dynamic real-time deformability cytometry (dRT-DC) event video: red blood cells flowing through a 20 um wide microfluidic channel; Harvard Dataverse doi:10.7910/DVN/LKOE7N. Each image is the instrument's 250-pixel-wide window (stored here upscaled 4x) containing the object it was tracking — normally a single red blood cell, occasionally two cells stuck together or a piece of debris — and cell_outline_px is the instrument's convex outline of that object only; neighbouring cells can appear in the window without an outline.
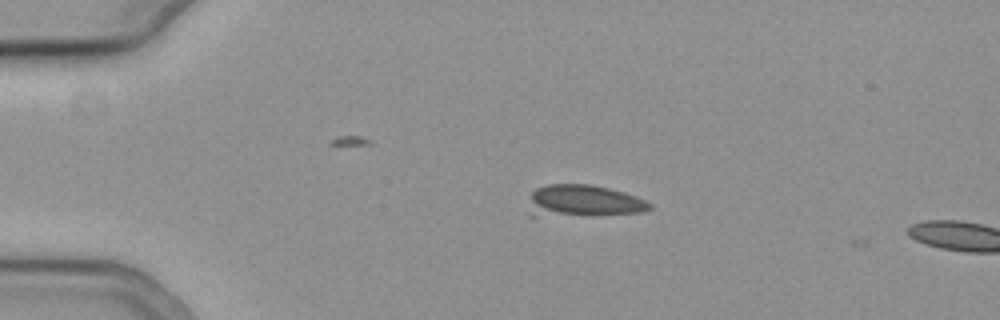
{"species": "common noctule bat (a hibernating species)", "species_latin": "Nyctalus noctula", "temperature_condition": "cold", "stored_images_in_passage": 3, "camera_frame_rate_fps": 3000, "um_per_image_px": 0.085, "animal": {"sex": "female", "body_mass_g": 19.3, "forearm_length_mm": 54.1}, "frame": {"image": 1, "passage_image": 1, "time_ms": 0.0, "image_size_px": [1000, 320], "cell_outline_px": [[652, 208], [644, 212], [596, 216], [528, 216], [528, 212], [532, 192], [536, 188], [548, 184], [592, 184], [612, 188], [636, 196], [652, 204]], "centroid_in_image_um": [49.59, 17.1], "position_along_channel_um": 35.4, "area_um2": 23.24}}